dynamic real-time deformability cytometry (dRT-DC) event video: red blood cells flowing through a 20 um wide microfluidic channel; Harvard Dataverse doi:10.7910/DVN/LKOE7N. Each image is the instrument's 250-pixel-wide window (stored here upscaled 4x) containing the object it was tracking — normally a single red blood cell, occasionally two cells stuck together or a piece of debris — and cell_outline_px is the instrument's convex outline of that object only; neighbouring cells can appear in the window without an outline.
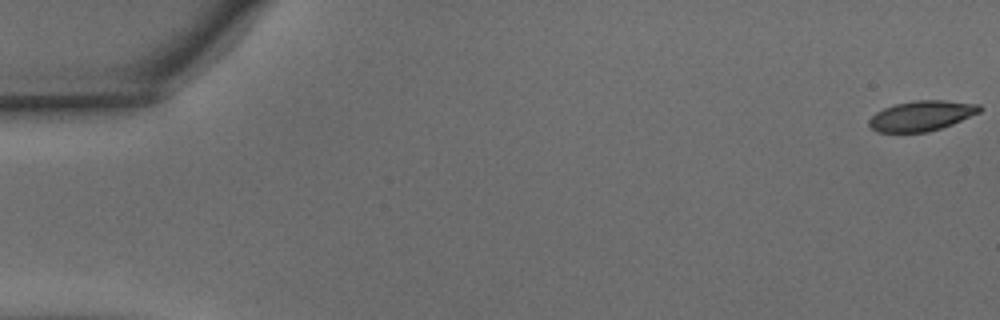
{"species": "common noctule bat (a hibernating species)", "species_latin": "Nyctalus noctula", "temperature_condition": "warm", "stored_images_in_passage": 11, "camera_frame_rate_fps": 3000, "um_per_image_px": 0.085, "animal": {"sex": "male", "body_mass_g": 15.6}, "frame": {"image": 1, "passage_image": 1, "time_ms": 0.0, "image_size_px": [1000, 320], "cell_outline_px": [[984, 108], [980, 112], [952, 124], [928, 132], [876, 132], [868, 124], [868, 120], [876, 112], [884, 108], [896, 104], [916, 100], [944, 100], [980, 104]], "centroid_in_image_um": [78.35, 9.84], "position_along_channel_um": 6.7, "area_um2": 19.42}}